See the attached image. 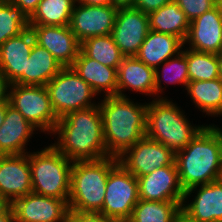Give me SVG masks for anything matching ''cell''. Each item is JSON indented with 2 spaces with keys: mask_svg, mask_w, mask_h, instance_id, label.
<instances>
[{
  "mask_svg": "<svg viewBox=\"0 0 222 222\" xmlns=\"http://www.w3.org/2000/svg\"><path fill=\"white\" fill-rule=\"evenodd\" d=\"M219 67V78L222 80V50L216 54Z\"/></svg>",
  "mask_w": 222,
  "mask_h": 222,
  "instance_id": "ee69618b",
  "label": "cell"
},
{
  "mask_svg": "<svg viewBox=\"0 0 222 222\" xmlns=\"http://www.w3.org/2000/svg\"><path fill=\"white\" fill-rule=\"evenodd\" d=\"M136 0H112V5L117 8L134 7Z\"/></svg>",
  "mask_w": 222,
  "mask_h": 222,
  "instance_id": "60d3db41",
  "label": "cell"
},
{
  "mask_svg": "<svg viewBox=\"0 0 222 222\" xmlns=\"http://www.w3.org/2000/svg\"><path fill=\"white\" fill-rule=\"evenodd\" d=\"M30 28L29 16L9 0L0 5V46Z\"/></svg>",
  "mask_w": 222,
  "mask_h": 222,
  "instance_id": "4dcf8cb0",
  "label": "cell"
},
{
  "mask_svg": "<svg viewBox=\"0 0 222 222\" xmlns=\"http://www.w3.org/2000/svg\"><path fill=\"white\" fill-rule=\"evenodd\" d=\"M160 66H162V70H160V67H157L155 69L156 98H164L161 95L159 96V94L162 93L164 90V87L161 86V82L163 81L162 78L164 79V82L166 81L165 83L182 84L183 86H185L184 88L186 90L189 82L186 49H182V51L177 56L169 58Z\"/></svg>",
  "mask_w": 222,
  "mask_h": 222,
  "instance_id": "f546056e",
  "label": "cell"
},
{
  "mask_svg": "<svg viewBox=\"0 0 222 222\" xmlns=\"http://www.w3.org/2000/svg\"><path fill=\"white\" fill-rule=\"evenodd\" d=\"M198 52L217 54L222 50V8L217 4L190 22L184 44Z\"/></svg>",
  "mask_w": 222,
  "mask_h": 222,
  "instance_id": "e0dca14e",
  "label": "cell"
},
{
  "mask_svg": "<svg viewBox=\"0 0 222 222\" xmlns=\"http://www.w3.org/2000/svg\"><path fill=\"white\" fill-rule=\"evenodd\" d=\"M217 180L222 184V165H221V168H220V171H219V176H218Z\"/></svg>",
  "mask_w": 222,
  "mask_h": 222,
  "instance_id": "f6af8a7d",
  "label": "cell"
},
{
  "mask_svg": "<svg viewBox=\"0 0 222 222\" xmlns=\"http://www.w3.org/2000/svg\"><path fill=\"white\" fill-rule=\"evenodd\" d=\"M136 178L139 199L146 201H183L185 191L180 184L176 162Z\"/></svg>",
  "mask_w": 222,
  "mask_h": 222,
  "instance_id": "5bb4252c",
  "label": "cell"
},
{
  "mask_svg": "<svg viewBox=\"0 0 222 222\" xmlns=\"http://www.w3.org/2000/svg\"><path fill=\"white\" fill-rule=\"evenodd\" d=\"M117 157L73 162L70 180L69 210L99 213L102 210L110 170Z\"/></svg>",
  "mask_w": 222,
  "mask_h": 222,
  "instance_id": "5b68a950",
  "label": "cell"
},
{
  "mask_svg": "<svg viewBox=\"0 0 222 222\" xmlns=\"http://www.w3.org/2000/svg\"><path fill=\"white\" fill-rule=\"evenodd\" d=\"M183 201H146L139 199L127 222H172Z\"/></svg>",
  "mask_w": 222,
  "mask_h": 222,
  "instance_id": "83f0119b",
  "label": "cell"
},
{
  "mask_svg": "<svg viewBox=\"0 0 222 222\" xmlns=\"http://www.w3.org/2000/svg\"><path fill=\"white\" fill-rule=\"evenodd\" d=\"M66 222H118L101 213L69 210Z\"/></svg>",
  "mask_w": 222,
  "mask_h": 222,
  "instance_id": "836d02e7",
  "label": "cell"
},
{
  "mask_svg": "<svg viewBox=\"0 0 222 222\" xmlns=\"http://www.w3.org/2000/svg\"><path fill=\"white\" fill-rule=\"evenodd\" d=\"M184 46V42L177 36L149 30L136 57L156 69L169 58L177 56Z\"/></svg>",
  "mask_w": 222,
  "mask_h": 222,
  "instance_id": "603a6c76",
  "label": "cell"
},
{
  "mask_svg": "<svg viewBox=\"0 0 222 222\" xmlns=\"http://www.w3.org/2000/svg\"><path fill=\"white\" fill-rule=\"evenodd\" d=\"M192 193L194 199L186 204ZM181 209L198 222H222V184L217 180L185 191Z\"/></svg>",
  "mask_w": 222,
  "mask_h": 222,
  "instance_id": "d6986e66",
  "label": "cell"
},
{
  "mask_svg": "<svg viewBox=\"0 0 222 222\" xmlns=\"http://www.w3.org/2000/svg\"><path fill=\"white\" fill-rule=\"evenodd\" d=\"M6 110H7V99L0 102V127L4 122Z\"/></svg>",
  "mask_w": 222,
  "mask_h": 222,
  "instance_id": "7bdbcfd3",
  "label": "cell"
},
{
  "mask_svg": "<svg viewBox=\"0 0 222 222\" xmlns=\"http://www.w3.org/2000/svg\"><path fill=\"white\" fill-rule=\"evenodd\" d=\"M35 42L47 49L63 66L71 67L80 51V43L67 26L30 25Z\"/></svg>",
  "mask_w": 222,
  "mask_h": 222,
  "instance_id": "9a60e30c",
  "label": "cell"
},
{
  "mask_svg": "<svg viewBox=\"0 0 222 222\" xmlns=\"http://www.w3.org/2000/svg\"><path fill=\"white\" fill-rule=\"evenodd\" d=\"M172 222H198L191 218L184 210L180 209L174 216Z\"/></svg>",
  "mask_w": 222,
  "mask_h": 222,
  "instance_id": "8d00e7d4",
  "label": "cell"
},
{
  "mask_svg": "<svg viewBox=\"0 0 222 222\" xmlns=\"http://www.w3.org/2000/svg\"><path fill=\"white\" fill-rule=\"evenodd\" d=\"M189 81L214 80L219 78L216 54L198 52L186 48Z\"/></svg>",
  "mask_w": 222,
  "mask_h": 222,
  "instance_id": "1f68e13d",
  "label": "cell"
},
{
  "mask_svg": "<svg viewBox=\"0 0 222 222\" xmlns=\"http://www.w3.org/2000/svg\"><path fill=\"white\" fill-rule=\"evenodd\" d=\"M98 105L107 153L118 158L145 136L147 103H134L128 97L105 96Z\"/></svg>",
  "mask_w": 222,
  "mask_h": 222,
  "instance_id": "3957f363",
  "label": "cell"
},
{
  "mask_svg": "<svg viewBox=\"0 0 222 222\" xmlns=\"http://www.w3.org/2000/svg\"><path fill=\"white\" fill-rule=\"evenodd\" d=\"M34 43L35 37L29 28L0 46V71L8 85H23V72H26L27 60Z\"/></svg>",
  "mask_w": 222,
  "mask_h": 222,
  "instance_id": "2e32d148",
  "label": "cell"
},
{
  "mask_svg": "<svg viewBox=\"0 0 222 222\" xmlns=\"http://www.w3.org/2000/svg\"><path fill=\"white\" fill-rule=\"evenodd\" d=\"M75 4H77L78 3V0H72Z\"/></svg>",
  "mask_w": 222,
  "mask_h": 222,
  "instance_id": "c3c4849f",
  "label": "cell"
},
{
  "mask_svg": "<svg viewBox=\"0 0 222 222\" xmlns=\"http://www.w3.org/2000/svg\"><path fill=\"white\" fill-rule=\"evenodd\" d=\"M32 193L29 152L0 155V194L11 203Z\"/></svg>",
  "mask_w": 222,
  "mask_h": 222,
  "instance_id": "ac0fdd59",
  "label": "cell"
},
{
  "mask_svg": "<svg viewBox=\"0 0 222 222\" xmlns=\"http://www.w3.org/2000/svg\"><path fill=\"white\" fill-rule=\"evenodd\" d=\"M205 125L192 126L183 110L169 99L147 103L145 136L158 141L175 154L183 150Z\"/></svg>",
  "mask_w": 222,
  "mask_h": 222,
  "instance_id": "277c9868",
  "label": "cell"
},
{
  "mask_svg": "<svg viewBox=\"0 0 222 222\" xmlns=\"http://www.w3.org/2000/svg\"><path fill=\"white\" fill-rule=\"evenodd\" d=\"M8 0H0V5L4 4L5 2H7Z\"/></svg>",
  "mask_w": 222,
  "mask_h": 222,
  "instance_id": "bcb514c9",
  "label": "cell"
},
{
  "mask_svg": "<svg viewBox=\"0 0 222 222\" xmlns=\"http://www.w3.org/2000/svg\"><path fill=\"white\" fill-rule=\"evenodd\" d=\"M7 98L12 107L36 129L52 133L58 118L53 111L46 86L8 85Z\"/></svg>",
  "mask_w": 222,
  "mask_h": 222,
  "instance_id": "ba28073f",
  "label": "cell"
},
{
  "mask_svg": "<svg viewBox=\"0 0 222 222\" xmlns=\"http://www.w3.org/2000/svg\"><path fill=\"white\" fill-rule=\"evenodd\" d=\"M118 8L77 3L71 13L69 27L79 43L95 36L111 34Z\"/></svg>",
  "mask_w": 222,
  "mask_h": 222,
  "instance_id": "7c38bea8",
  "label": "cell"
},
{
  "mask_svg": "<svg viewBox=\"0 0 222 222\" xmlns=\"http://www.w3.org/2000/svg\"><path fill=\"white\" fill-rule=\"evenodd\" d=\"M138 200L137 178L118 162L109 172L105 199L99 213L118 222H127Z\"/></svg>",
  "mask_w": 222,
  "mask_h": 222,
  "instance_id": "9c48e42d",
  "label": "cell"
},
{
  "mask_svg": "<svg viewBox=\"0 0 222 222\" xmlns=\"http://www.w3.org/2000/svg\"><path fill=\"white\" fill-rule=\"evenodd\" d=\"M175 162L184 191L217 181L222 165V129L206 125L181 151Z\"/></svg>",
  "mask_w": 222,
  "mask_h": 222,
  "instance_id": "7a4b0ae2",
  "label": "cell"
},
{
  "mask_svg": "<svg viewBox=\"0 0 222 222\" xmlns=\"http://www.w3.org/2000/svg\"><path fill=\"white\" fill-rule=\"evenodd\" d=\"M172 1L174 0H136L134 8L141 10L143 13L149 14L150 12L156 11Z\"/></svg>",
  "mask_w": 222,
  "mask_h": 222,
  "instance_id": "e575fe53",
  "label": "cell"
},
{
  "mask_svg": "<svg viewBox=\"0 0 222 222\" xmlns=\"http://www.w3.org/2000/svg\"><path fill=\"white\" fill-rule=\"evenodd\" d=\"M179 8L192 22L204 12L209 11L218 4V0H174Z\"/></svg>",
  "mask_w": 222,
  "mask_h": 222,
  "instance_id": "d6a6232c",
  "label": "cell"
},
{
  "mask_svg": "<svg viewBox=\"0 0 222 222\" xmlns=\"http://www.w3.org/2000/svg\"><path fill=\"white\" fill-rule=\"evenodd\" d=\"M80 51L86 57L95 59L103 65L117 70L124 57L111 34L88 38L80 43Z\"/></svg>",
  "mask_w": 222,
  "mask_h": 222,
  "instance_id": "f1b7e54d",
  "label": "cell"
},
{
  "mask_svg": "<svg viewBox=\"0 0 222 222\" xmlns=\"http://www.w3.org/2000/svg\"><path fill=\"white\" fill-rule=\"evenodd\" d=\"M176 154L162 143L144 136L118 157L135 177L152 173L155 169L175 163Z\"/></svg>",
  "mask_w": 222,
  "mask_h": 222,
  "instance_id": "30bf717a",
  "label": "cell"
},
{
  "mask_svg": "<svg viewBox=\"0 0 222 222\" xmlns=\"http://www.w3.org/2000/svg\"><path fill=\"white\" fill-rule=\"evenodd\" d=\"M45 86L58 119L70 112L98 105L91 103L97 94L72 67H63Z\"/></svg>",
  "mask_w": 222,
  "mask_h": 222,
  "instance_id": "52a82bcc",
  "label": "cell"
},
{
  "mask_svg": "<svg viewBox=\"0 0 222 222\" xmlns=\"http://www.w3.org/2000/svg\"><path fill=\"white\" fill-rule=\"evenodd\" d=\"M35 130L38 129L33 127L18 110L12 107L7 98L6 115L0 127V155L28 153L25 150V145Z\"/></svg>",
  "mask_w": 222,
  "mask_h": 222,
  "instance_id": "ffe728a7",
  "label": "cell"
},
{
  "mask_svg": "<svg viewBox=\"0 0 222 222\" xmlns=\"http://www.w3.org/2000/svg\"><path fill=\"white\" fill-rule=\"evenodd\" d=\"M12 210L16 222H66L68 200L30 193L15 199Z\"/></svg>",
  "mask_w": 222,
  "mask_h": 222,
  "instance_id": "4fadbf2b",
  "label": "cell"
},
{
  "mask_svg": "<svg viewBox=\"0 0 222 222\" xmlns=\"http://www.w3.org/2000/svg\"><path fill=\"white\" fill-rule=\"evenodd\" d=\"M8 95V83L6 82L3 74L0 71V102L7 99Z\"/></svg>",
  "mask_w": 222,
  "mask_h": 222,
  "instance_id": "74e56055",
  "label": "cell"
},
{
  "mask_svg": "<svg viewBox=\"0 0 222 222\" xmlns=\"http://www.w3.org/2000/svg\"><path fill=\"white\" fill-rule=\"evenodd\" d=\"M124 89L155 96V69L136 56L123 57L117 70V96L128 97Z\"/></svg>",
  "mask_w": 222,
  "mask_h": 222,
  "instance_id": "44dd1931",
  "label": "cell"
},
{
  "mask_svg": "<svg viewBox=\"0 0 222 222\" xmlns=\"http://www.w3.org/2000/svg\"><path fill=\"white\" fill-rule=\"evenodd\" d=\"M63 68L54 56L36 42L23 72V85L45 86Z\"/></svg>",
  "mask_w": 222,
  "mask_h": 222,
  "instance_id": "cb8c5ba5",
  "label": "cell"
},
{
  "mask_svg": "<svg viewBox=\"0 0 222 222\" xmlns=\"http://www.w3.org/2000/svg\"><path fill=\"white\" fill-rule=\"evenodd\" d=\"M71 67L97 95L103 92L105 96H117L116 68L105 66L95 59L86 57L81 51Z\"/></svg>",
  "mask_w": 222,
  "mask_h": 222,
  "instance_id": "7402d4cb",
  "label": "cell"
},
{
  "mask_svg": "<svg viewBox=\"0 0 222 222\" xmlns=\"http://www.w3.org/2000/svg\"><path fill=\"white\" fill-rule=\"evenodd\" d=\"M75 3L72 0H41L29 17L30 25L67 26Z\"/></svg>",
  "mask_w": 222,
  "mask_h": 222,
  "instance_id": "4316f807",
  "label": "cell"
},
{
  "mask_svg": "<svg viewBox=\"0 0 222 222\" xmlns=\"http://www.w3.org/2000/svg\"><path fill=\"white\" fill-rule=\"evenodd\" d=\"M32 192L42 196L69 200L73 162L52 144L29 153Z\"/></svg>",
  "mask_w": 222,
  "mask_h": 222,
  "instance_id": "8992f818",
  "label": "cell"
},
{
  "mask_svg": "<svg viewBox=\"0 0 222 222\" xmlns=\"http://www.w3.org/2000/svg\"><path fill=\"white\" fill-rule=\"evenodd\" d=\"M78 3L84 5L109 6L112 5V0H78Z\"/></svg>",
  "mask_w": 222,
  "mask_h": 222,
  "instance_id": "ab89813d",
  "label": "cell"
},
{
  "mask_svg": "<svg viewBox=\"0 0 222 222\" xmlns=\"http://www.w3.org/2000/svg\"><path fill=\"white\" fill-rule=\"evenodd\" d=\"M218 4H219L220 7L222 8V0H218Z\"/></svg>",
  "mask_w": 222,
  "mask_h": 222,
  "instance_id": "7dc6e473",
  "label": "cell"
},
{
  "mask_svg": "<svg viewBox=\"0 0 222 222\" xmlns=\"http://www.w3.org/2000/svg\"><path fill=\"white\" fill-rule=\"evenodd\" d=\"M0 222H16L12 208L7 213L0 216Z\"/></svg>",
  "mask_w": 222,
  "mask_h": 222,
  "instance_id": "b9f144b4",
  "label": "cell"
},
{
  "mask_svg": "<svg viewBox=\"0 0 222 222\" xmlns=\"http://www.w3.org/2000/svg\"><path fill=\"white\" fill-rule=\"evenodd\" d=\"M149 17L134 7L118 8L111 36L124 57L136 56L149 32Z\"/></svg>",
  "mask_w": 222,
  "mask_h": 222,
  "instance_id": "8fae6325",
  "label": "cell"
},
{
  "mask_svg": "<svg viewBox=\"0 0 222 222\" xmlns=\"http://www.w3.org/2000/svg\"><path fill=\"white\" fill-rule=\"evenodd\" d=\"M13 5L19 7L29 17L37 9L41 0H9Z\"/></svg>",
  "mask_w": 222,
  "mask_h": 222,
  "instance_id": "d590c367",
  "label": "cell"
},
{
  "mask_svg": "<svg viewBox=\"0 0 222 222\" xmlns=\"http://www.w3.org/2000/svg\"><path fill=\"white\" fill-rule=\"evenodd\" d=\"M148 17L150 30L177 36L185 42L189 32L190 21L175 1L150 12Z\"/></svg>",
  "mask_w": 222,
  "mask_h": 222,
  "instance_id": "d4e9b609",
  "label": "cell"
},
{
  "mask_svg": "<svg viewBox=\"0 0 222 222\" xmlns=\"http://www.w3.org/2000/svg\"><path fill=\"white\" fill-rule=\"evenodd\" d=\"M58 135L53 146L72 162L95 161L109 157L103 137L99 105L68 113L52 132Z\"/></svg>",
  "mask_w": 222,
  "mask_h": 222,
  "instance_id": "6da1fadb",
  "label": "cell"
},
{
  "mask_svg": "<svg viewBox=\"0 0 222 222\" xmlns=\"http://www.w3.org/2000/svg\"><path fill=\"white\" fill-rule=\"evenodd\" d=\"M187 94L203 113L208 116H222V80L189 81Z\"/></svg>",
  "mask_w": 222,
  "mask_h": 222,
  "instance_id": "484cf974",
  "label": "cell"
},
{
  "mask_svg": "<svg viewBox=\"0 0 222 222\" xmlns=\"http://www.w3.org/2000/svg\"><path fill=\"white\" fill-rule=\"evenodd\" d=\"M12 208V203L0 194V216L7 213Z\"/></svg>",
  "mask_w": 222,
  "mask_h": 222,
  "instance_id": "f35d334b",
  "label": "cell"
}]
</instances>
